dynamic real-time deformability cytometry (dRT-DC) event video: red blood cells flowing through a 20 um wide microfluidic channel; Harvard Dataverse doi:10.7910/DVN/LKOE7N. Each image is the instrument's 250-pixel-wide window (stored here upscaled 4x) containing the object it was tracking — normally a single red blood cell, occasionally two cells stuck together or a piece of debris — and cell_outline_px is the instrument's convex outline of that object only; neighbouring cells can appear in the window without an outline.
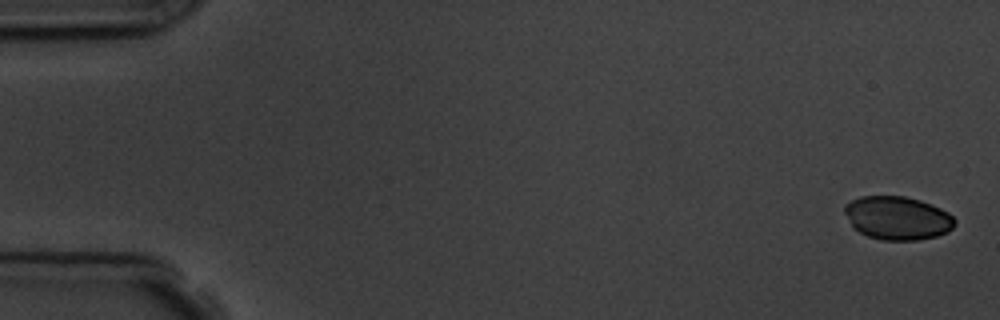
{"species": "common noctule bat (a hibernating species)", "species_latin": "Nyctalus noctula", "temperature_condition": "room temperature", "stored_images_in_passage": 5, "camera_frame_rate_fps": 3000, "um_per_image_px": 0.085, "animal": {"sex": "male", "body_mass_g": 19.5, "forearm_length_mm": 54.6}, "frame": {"image": 1, "passage_image": 1, "time_ms": 0.0, "image_size_px": [1000, 320], "cell_outline_px": [[956, 224], [948, 232], [936, 236], [916, 240], [880, 240], [868, 236], [860, 232], [852, 224], [844, 212], [844, 204], [860, 196], [904, 196], [920, 200], [932, 204], [948, 212], [956, 220]], "centroid_in_image_um": [76.31, 18.52], "position_along_channel_um": 8.7, "area_um2": 27.86}}